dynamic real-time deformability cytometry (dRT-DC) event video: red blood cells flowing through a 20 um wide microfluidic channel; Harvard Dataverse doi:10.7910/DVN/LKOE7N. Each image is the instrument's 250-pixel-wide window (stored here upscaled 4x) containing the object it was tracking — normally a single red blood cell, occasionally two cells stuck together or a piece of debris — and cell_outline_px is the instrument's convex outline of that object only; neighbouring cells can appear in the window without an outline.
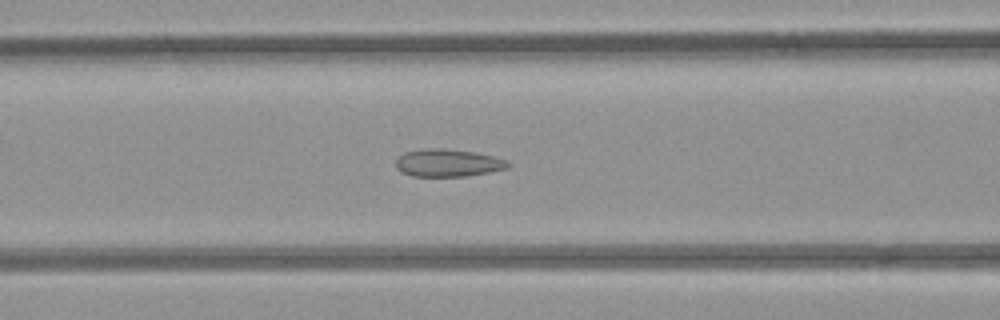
{"species": "common noctule bat (a hibernating species)", "species_latin": "Nyctalus noctula", "temperature_condition": "room temperature", "stored_images_in_passage": 51, "camera_frame_rate_fps": 3000, "um_per_image_px": 0.085, "animal": {"sex": "female", "body_mass_g": 21.9}, "frame": {"image": 1, "passage_image": 20, "time_ms": 6.333, "image_size_px": [1000, 320], "cell_outline_px": [[512, 164], [508, 168], [468, 176], [412, 176], [400, 172], [396, 168], [396, 160], [404, 152], [440, 148], [476, 152], [508, 160]], "centroid_in_image_um": [38.1, 13.86], "position_along_channel_um": 128.5, "area_um2": 17.92}}
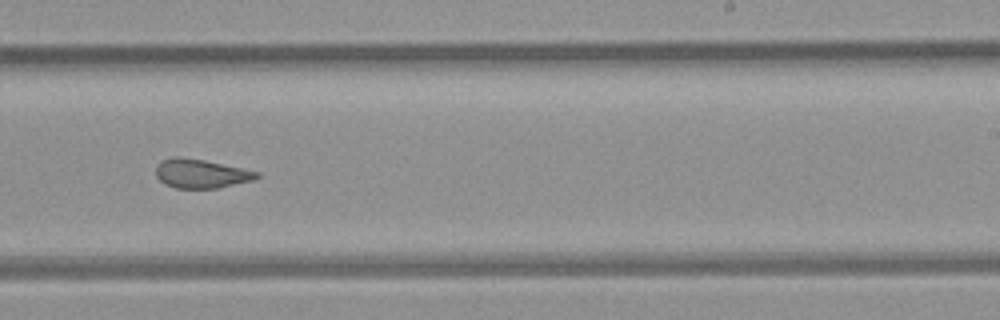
{"frame": {"image": 2, "passage_image": 31, "time_ms": 10.0, "image_size_px": [1000, 320], "cell_outline_px": [[260, 176], [252, 180], [216, 188], [176, 188], [164, 184], [156, 176], [156, 164], [164, 160], [176, 156], [204, 160], [260, 172]], "centroid_in_image_um": [17.06, 14.76], "position_along_channel_um": 271.9, "area_um2": 16.82}}
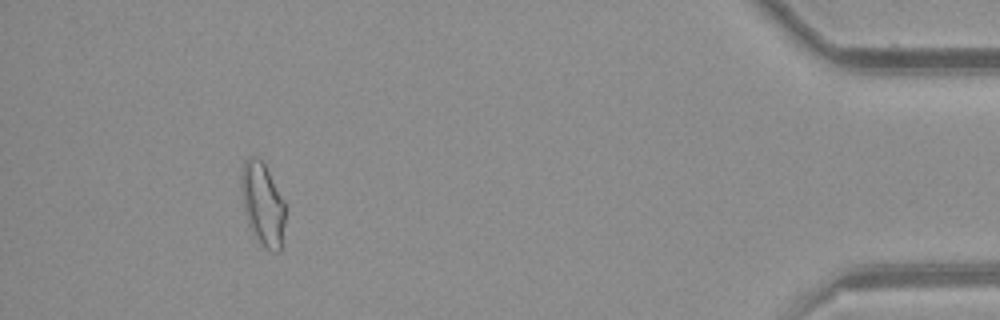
{"frame": {"image": 3, "passage_image": 47, "time_ms": 15.333, "image_size_px": [1000, 320], "cell_outline_px": [[284, 224], [280, 252], [272, 252], [264, 248], [260, 244], [252, 232], [248, 224], [240, 188], [240, 176], [244, 160], [248, 156], [256, 156], [264, 164], [284, 200]], "centroid_in_image_um": [22.3, 17.34], "position_along_channel_um": 412.9, "area_um2": 21.27}, "authors_computed_cell_mechanics": {"area_um2": 19.074, "velocity_mm_per_s": 3.9212, "shape_relaxation_time_tau1_ms": null, "shape_relaxation_time_tau2_ms": 1.6941, "deformation_change_tau1": null, "deformation_change_tau2": 0.0899}}